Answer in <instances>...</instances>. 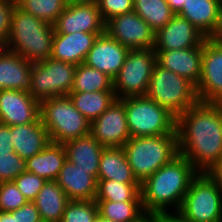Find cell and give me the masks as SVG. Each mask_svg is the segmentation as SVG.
Returning a JSON list of instances; mask_svg holds the SVG:
<instances>
[{
  "mask_svg": "<svg viewBox=\"0 0 222 222\" xmlns=\"http://www.w3.org/2000/svg\"><path fill=\"white\" fill-rule=\"evenodd\" d=\"M0 222H15V210L11 212L0 211Z\"/></svg>",
  "mask_w": 222,
  "mask_h": 222,
  "instance_id": "obj_45",
  "label": "cell"
},
{
  "mask_svg": "<svg viewBox=\"0 0 222 222\" xmlns=\"http://www.w3.org/2000/svg\"><path fill=\"white\" fill-rule=\"evenodd\" d=\"M97 4L105 23L114 16L134 10L133 0H98Z\"/></svg>",
  "mask_w": 222,
  "mask_h": 222,
  "instance_id": "obj_38",
  "label": "cell"
},
{
  "mask_svg": "<svg viewBox=\"0 0 222 222\" xmlns=\"http://www.w3.org/2000/svg\"><path fill=\"white\" fill-rule=\"evenodd\" d=\"M213 38L222 46V34H216Z\"/></svg>",
  "mask_w": 222,
  "mask_h": 222,
  "instance_id": "obj_48",
  "label": "cell"
},
{
  "mask_svg": "<svg viewBox=\"0 0 222 222\" xmlns=\"http://www.w3.org/2000/svg\"><path fill=\"white\" fill-rule=\"evenodd\" d=\"M25 12L49 24H54L67 6L65 0H16Z\"/></svg>",
  "mask_w": 222,
  "mask_h": 222,
  "instance_id": "obj_33",
  "label": "cell"
},
{
  "mask_svg": "<svg viewBox=\"0 0 222 222\" xmlns=\"http://www.w3.org/2000/svg\"><path fill=\"white\" fill-rule=\"evenodd\" d=\"M32 62L0 46V90L31 91Z\"/></svg>",
  "mask_w": 222,
  "mask_h": 222,
  "instance_id": "obj_21",
  "label": "cell"
},
{
  "mask_svg": "<svg viewBox=\"0 0 222 222\" xmlns=\"http://www.w3.org/2000/svg\"><path fill=\"white\" fill-rule=\"evenodd\" d=\"M204 41L195 47L179 50H155L156 63L190 81L195 87L201 77Z\"/></svg>",
  "mask_w": 222,
  "mask_h": 222,
  "instance_id": "obj_18",
  "label": "cell"
},
{
  "mask_svg": "<svg viewBox=\"0 0 222 222\" xmlns=\"http://www.w3.org/2000/svg\"><path fill=\"white\" fill-rule=\"evenodd\" d=\"M65 161L64 145L50 142L40 153L26 159L27 172L36 174L46 181H54Z\"/></svg>",
  "mask_w": 222,
  "mask_h": 222,
  "instance_id": "obj_25",
  "label": "cell"
},
{
  "mask_svg": "<svg viewBox=\"0 0 222 222\" xmlns=\"http://www.w3.org/2000/svg\"><path fill=\"white\" fill-rule=\"evenodd\" d=\"M123 150L134 176L142 183L179 154L177 134L131 137Z\"/></svg>",
  "mask_w": 222,
  "mask_h": 222,
  "instance_id": "obj_4",
  "label": "cell"
},
{
  "mask_svg": "<svg viewBox=\"0 0 222 222\" xmlns=\"http://www.w3.org/2000/svg\"><path fill=\"white\" fill-rule=\"evenodd\" d=\"M76 65L49 58L31 66L30 95L39 103L67 96L73 87Z\"/></svg>",
  "mask_w": 222,
  "mask_h": 222,
  "instance_id": "obj_9",
  "label": "cell"
},
{
  "mask_svg": "<svg viewBox=\"0 0 222 222\" xmlns=\"http://www.w3.org/2000/svg\"><path fill=\"white\" fill-rule=\"evenodd\" d=\"M102 34L104 33H55L50 57L76 66L84 63L95 40Z\"/></svg>",
  "mask_w": 222,
  "mask_h": 222,
  "instance_id": "obj_19",
  "label": "cell"
},
{
  "mask_svg": "<svg viewBox=\"0 0 222 222\" xmlns=\"http://www.w3.org/2000/svg\"><path fill=\"white\" fill-rule=\"evenodd\" d=\"M98 215L95 200H70L60 222H95Z\"/></svg>",
  "mask_w": 222,
  "mask_h": 222,
  "instance_id": "obj_34",
  "label": "cell"
},
{
  "mask_svg": "<svg viewBox=\"0 0 222 222\" xmlns=\"http://www.w3.org/2000/svg\"><path fill=\"white\" fill-rule=\"evenodd\" d=\"M13 182L25 198L28 201L33 202L36 199L37 194L43 188V185L46 183V180L36 174L23 172L15 178Z\"/></svg>",
  "mask_w": 222,
  "mask_h": 222,
  "instance_id": "obj_37",
  "label": "cell"
},
{
  "mask_svg": "<svg viewBox=\"0 0 222 222\" xmlns=\"http://www.w3.org/2000/svg\"><path fill=\"white\" fill-rule=\"evenodd\" d=\"M16 0H0V46L7 43Z\"/></svg>",
  "mask_w": 222,
  "mask_h": 222,
  "instance_id": "obj_39",
  "label": "cell"
},
{
  "mask_svg": "<svg viewBox=\"0 0 222 222\" xmlns=\"http://www.w3.org/2000/svg\"><path fill=\"white\" fill-rule=\"evenodd\" d=\"M134 11L156 32L175 15L166 0H133Z\"/></svg>",
  "mask_w": 222,
  "mask_h": 222,
  "instance_id": "obj_31",
  "label": "cell"
},
{
  "mask_svg": "<svg viewBox=\"0 0 222 222\" xmlns=\"http://www.w3.org/2000/svg\"><path fill=\"white\" fill-rule=\"evenodd\" d=\"M145 96L166 109L176 119L198 102L196 87L190 81L157 63L153 67Z\"/></svg>",
  "mask_w": 222,
  "mask_h": 222,
  "instance_id": "obj_5",
  "label": "cell"
},
{
  "mask_svg": "<svg viewBox=\"0 0 222 222\" xmlns=\"http://www.w3.org/2000/svg\"><path fill=\"white\" fill-rule=\"evenodd\" d=\"M27 202L13 181L0 183V211L11 212Z\"/></svg>",
  "mask_w": 222,
  "mask_h": 222,
  "instance_id": "obj_36",
  "label": "cell"
},
{
  "mask_svg": "<svg viewBox=\"0 0 222 222\" xmlns=\"http://www.w3.org/2000/svg\"><path fill=\"white\" fill-rule=\"evenodd\" d=\"M205 173L222 191V158Z\"/></svg>",
  "mask_w": 222,
  "mask_h": 222,
  "instance_id": "obj_43",
  "label": "cell"
},
{
  "mask_svg": "<svg viewBox=\"0 0 222 222\" xmlns=\"http://www.w3.org/2000/svg\"><path fill=\"white\" fill-rule=\"evenodd\" d=\"M129 50L105 32L97 37L84 63L114 79L122 68Z\"/></svg>",
  "mask_w": 222,
  "mask_h": 222,
  "instance_id": "obj_17",
  "label": "cell"
},
{
  "mask_svg": "<svg viewBox=\"0 0 222 222\" xmlns=\"http://www.w3.org/2000/svg\"><path fill=\"white\" fill-rule=\"evenodd\" d=\"M40 103L29 92L0 90V123L9 126L40 121Z\"/></svg>",
  "mask_w": 222,
  "mask_h": 222,
  "instance_id": "obj_14",
  "label": "cell"
},
{
  "mask_svg": "<svg viewBox=\"0 0 222 222\" xmlns=\"http://www.w3.org/2000/svg\"><path fill=\"white\" fill-rule=\"evenodd\" d=\"M190 222H222V191L206 173L190 183L178 211Z\"/></svg>",
  "mask_w": 222,
  "mask_h": 222,
  "instance_id": "obj_8",
  "label": "cell"
},
{
  "mask_svg": "<svg viewBox=\"0 0 222 222\" xmlns=\"http://www.w3.org/2000/svg\"><path fill=\"white\" fill-rule=\"evenodd\" d=\"M217 34H222V11H221V23Z\"/></svg>",
  "mask_w": 222,
  "mask_h": 222,
  "instance_id": "obj_49",
  "label": "cell"
},
{
  "mask_svg": "<svg viewBox=\"0 0 222 222\" xmlns=\"http://www.w3.org/2000/svg\"><path fill=\"white\" fill-rule=\"evenodd\" d=\"M13 152L11 128L0 123V154Z\"/></svg>",
  "mask_w": 222,
  "mask_h": 222,
  "instance_id": "obj_41",
  "label": "cell"
},
{
  "mask_svg": "<svg viewBox=\"0 0 222 222\" xmlns=\"http://www.w3.org/2000/svg\"><path fill=\"white\" fill-rule=\"evenodd\" d=\"M178 153L199 173L222 158V104L197 102L176 119Z\"/></svg>",
  "mask_w": 222,
  "mask_h": 222,
  "instance_id": "obj_1",
  "label": "cell"
},
{
  "mask_svg": "<svg viewBox=\"0 0 222 222\" xmlns=\"http://www.w3.org/2000/svg\"><path fill=\"white\" fill-rule=\"evenodd\" d=\"M96 91H114L113 79L85 63L77 65L71 92Z\"/></svg>",
  "mask_w": 222,
  "mask_h": 222,
  "instance_id": "obj_30",
  "label": "cell"
},
{
  "mask_svg": "<svg viewBox=\"0 0 222 222\" xmlns=\"http://www.w3.org/2000/svg\"><path fill=\"white\" fill-rule=\"evenodd\" d=\"M55 181L69 200H95L96 198L98 180L67 159Z\"/></svg>",
  "mask_w": 222,
  "mask_h": 222,
  "instance_id": "obj_22",
  "label": "cell"
},
{
  "mask_svg": "<svg viewBox=\"0 0 222 222\" xmlns=\"http://www.w3.org/2000/svg\"><path fill=\"white\" fill-rule=\"evenodd\" d=\"M167 3L169 4L171 11L177 15L181 10L184 5L185 0H166Z\"/></svg>",
  "mask_w": 222,
  "mask_h": 222,
  "instance_id": "obj_44",
  "label": "cell"
},
{
  "mask_svg": "<svg viewBox=\"0 0 222 222\" xmlns=\"http://www.w3.org/2000/svg\"><path fill=\"white\" fill-rule=\"evenodd\" d=\"M222 0H185L177 14L187 19L207 38L214 37L221 23Z\"/></svg>",
  "mask_w": 222,
  "mask_h": 222,
  "instance_id": "obj_20",
  "label": "cell"
},
{
  "mask_svg": "<svg viewBox=\"0 0 222 222\" xmlns=\"http://www.w3.org/2000/svg\"><path fill=\"white\" fill-rule=\"evenodd\" d=\"M74 107L90 122L97 119L117 98L114 91L70 92Z\"/></svg>",
  "mask_w": 222,
  "mask_h": 222,
  "instance_id": "obj_29",
  "label": "cell"
},
{
  "mask_svg": "<svg viewBox=\"0 0 222 222\" xmlns=\"http://www.w3.org/2000/svg\"><path fill=\"white\" fill-rule=\"evenodd\" d=\"M155 64L153 48L129 50L122 68L113 79L116 98L145 96Z\"/></svg>",
  "mask_w": 222,
  "mask_h": 222,
  "instance_id": "obj_10",
  "label": "cell"
},
{
  "mask_svg": "<svg viewBox=\"0 0 222 222\" xmlns=\"http://www.w3.org/2000/svg\"><path fill=\"white\" fill-rule=\"evenodd\" d=\"M97 180L140 183L133 174L123 147H105L102 151Z\"/></svg>",
  "mask_w": 222,
  "mask_h": 222,
  "instance_id": "obj_26",
  "label": "cell"
},
{
  "mask_svg": "<svg viewBox=\"0 0 222 222\" xmlns=\"http://www.w3.org/2000/svg\"><path fill=\"white\" fill-rule=\"evenodd\" d=\"M90 134L103 147H123L131 138L125 111V98L116 99L94 121L91 122Z\"/></svg>",
  "mask_w": 222,
  "mask_h": 222,
  "instance_id": "obj_13",
  "label": "cell"
},
{
  "mask_svg": "<svg viewBox=\"0 0 222 222\" xmlns=\"http://www.w3.org/2000/svg\"><path fill=\"white\" fill-rule=\"evenodd\" d=\"M130 137L177 134L176 118L147 96L125 98Z\"/></svg>",
  "mask_w": 222,
  "mask_h": 222,
  "instance_id": "obj_7",
  "label": "cell"
},
{
  "mask_svg": "<svg viewBox=\"0 0 222 222\" xmlns=\"http://www.w3.org/2000/svg\"><path fill=\"white\" fill-rule=\"evenodd\" d=\"M98 214L113 222H148L142 201L114 202L109 200H95Z\"/></svg>",
  "mask_w": 222,
  "mask_h": 222,
  "instance_id": "obj_28",
  "label": "cell"
},
{
  "mask_svg": "<svg viewBox=\"0 0 222 222\" xmlns=\"http://www.w3.org/2000/svg\"><path fill=\"white\" fill-rule=\"evenodd\" d=\"M105 32L130 50L154 48L155 31L134 10L108 20Z\"/></svg>",
  "mask_w": 222,
  "mask_h": 222,
  "instance_id": "obj_12",
  "label": "cell"
},
{
  "mask_svg": "<svg viewBox=\"0 0 222 222\" xmlns=\"http://www.w3.org/2000/svg\"><path fill=\"white\" fill-rule=\"evenodd\" d=\"M70 200L54 181H46L33 201L38 209L42 222H60L67 203Z\"/></svg>",
  "mask_w": 222,
  "mask_h": 222,
  "instance_id": "obj_27",
  "label": "cell"
},
{
  "mask_svg": "<svg viewBox=\"0 0 222 222\" xmlns=\"http://www.w3.org/2000/svg\"><path fill=\"white\" fill-rule=\"evenodd\" d=\"M198 174L191 162L180 154L160 167L141 183L145 213L150 216L160 212H178L191 181Z\"/></svg>",
  "mask_w": 222,
  "mask_h": 222,
  "instance_id": "obj_2",
  "label": "cell"
},
{
  "mask_svg": "<svg viewBox=\"0 0 222 222\" xmlns=\"http://www.w3.org/2000/svg\"><path fill=\"white\" fill-rule=\"evenodd\" d=\"M95 222H113V221L107 220V219L101 217L100 215H98L95 219Z\"/></svg>",
  "mask_w": 222,
  "mask_h": 222,
  "instance_id": "obj_47",
  "label": "cell"
},
{
  "mask_svg": "<svg viewBox=\"0 0 222 222\" xmlns=\"http://www.w3.org/2000/svg\"><path fill=\"white\" fill-rule=\"evenodd\" d=\"M196 93L199 102L222 104V46L213 37L204 40Z\"/></svg>",
  "mask_w": 222,
  "mask_h": 222,
  "instance_id": "obj_11",
  "label": "cell"
},
{
  "mask_svg": "<svg viewBox=\"0 0 222 222\" xmlns=\"http://www.w3.org/2000/svg\"><path fill=\"white\" fill-rule=\"evenodd\" d=\"M40 118L52 143L64 144L90 133L91 122L74 107L68 95L42 101Z\"/></svg>",
  "mask_w": 222,
  "mask_h": 222,
  "instance_id": "obj_6",
  "label": "cell"
},
{
  "mask_svg": "<svg viewBox=\"0 0 222 222\" xmlns=\"http://www.w3.org/2000/svg\"><path fill=\"white\" fill-rule=\"evenodd\" d=\"M23 172H27L26 159L16 152L0 154V183L13 181Z\"/></svg>",
  "mask_w": 222,
  "mask_h": 222,
  "instance_id": "obj_35",
  "label": "cell"
},
{
  "mask_svg": "<svg viewBox=\"0 0 222 222\" xmlns=\"http://www.w3.org/2000/svg\"><path fill=\"white\" fill-rule=\"evenodd\" d=\"M12 146L23 159L40 153L50 142L48 130L42 121L25 125L10 126Z\"/></svg>",
  "mask_w": 222,
  "mask_h": 222,
  "instance_id": "obj_24",
  "label": "cell"
},
{
  "mask_svg": "<svg viewBox=\"0 0 222 222\" xmlns=\"http://www.w3.org/2000/svg\"><path fill=\"white\" fill-rule=\"evenodd\" d=\"M67 5H80V4H90L96 2V0H65Z\"/></svg>",
  "mask_w": 222,
  "mask_h": 222,
  "instance_id": "obj_46",
  "label": "cell"
},
{
  "mask_svg": "<svg viewBox=\"0 0 222 222\" xmlns=\"http://www.w3.org/2000/svg\"><path fill=\"white\" fill-rule=\"evenodd\" d=\"M66 159L98 179L103 147L90 133L65 142Z\"/></svg>",
  "mask_w": 222,
  "mask_h": 222,
  "instance_id": "obj_23",
  "label": "cell"
},
{
  "mask_svg": "<svg viewBox=\"0 0 222 222\" xmlns=\"http://www.w3.org/2000/svg\"><path fill=\"white\" fill-rule=\"evenodd\" d=\"M15 222H42L35 203L28 201L15 210Z\"/></svg>",
  "mask_w": 222,
  "mask_h": 222,
  "instance_id": "obj_40",
  "label": "cell"
},
{
  "mask_svg": "<svg viewBox=\"0 0 222 222\" xmlns=\"http://www.w3.org/2000/svg\"><path fill=\"white\" fill-rule=\"evenodd\" d=\"M141 183H122L117 180H98L95 200L114 202L142 201Z\"/></svg>",
  "mask_w": 222,
  "mask_h": 222,
  "instance_id": "obj_32",
  "label": "cell"
},
{
  "mask_svg": "<svg viewBox=\"0 0 222 222\" xmlns=\"http://www.w3.org/2000/svg\"><path fill=\"white\" fill-rule=\"evenodd\" d=\"M55 30L15 5L5 48L34 63L49 59Z\"/></svg>",
  "mask_w": 222,
  "mask_h": 222,
  "instance_id": "obj_3",
  "label": "cell"
},
{
  "mask_svg": "<svg viewBox=\"0 0 222 222\" xmlns=\"http://www.w3.org/2000/svg\"><path fill=\"white\" fill-rule=\"evenodd\" d=\"M207 37L187 19L174 15L155 32L154 50H179L200 45Z\"/></svg>",
  "mask_w": 222,
  "mask_h": 222,
  "instance_id": "obj_16",
  "label": "cell"
},
{
  "mask_svg": "<svg viewBox=\"0 0 222 222\" xmlns=\"http://www.w3.org/2000/svg\"><path fill=\"white\" fill-rule=\"evenodd\" d=\"M55 33H105L98 4L67 5L53 24Z\"/></svg>",
  "mask_w": 222,
  "mask_h": 222,
  "instance_id": "obj_15",
  "label": "cell"
},
{
  "mask_svg": "<svg viewBox=\"0 0 222 222\" xmlns=\"http://www.w3.org/2000/svg\"><path fill=\"white\" fill-rule=\"evenodd\" d=\"M148 222H190L179 212H160L148 216Z\"/></svg>",
  "mask_w": 222,
  "mask_h": 222,
  "instance_id": "obj_42",
  "label": "cell"
}]
</instances>
